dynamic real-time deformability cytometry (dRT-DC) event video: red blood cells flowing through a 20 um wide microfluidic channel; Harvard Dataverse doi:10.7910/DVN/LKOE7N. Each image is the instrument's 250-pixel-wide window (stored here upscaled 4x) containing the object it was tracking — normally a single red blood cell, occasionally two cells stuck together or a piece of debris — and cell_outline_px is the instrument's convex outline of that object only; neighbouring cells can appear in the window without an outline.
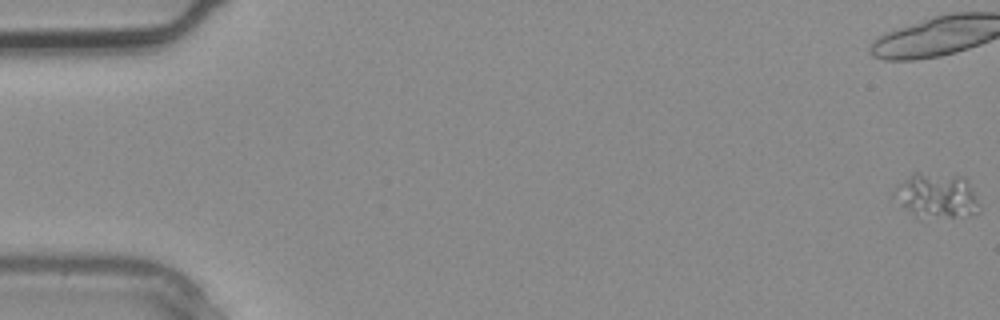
{"species": "common noctule bat (a hibernating species)", "species_latin": "Nyctalus noctula", "temperature_condition": "warm", "stored_images_in_passage": 4, "camera_frame_rate_fps": 3000, "um_per_image_px": 0.085, "animal": {"sex": "male", "body_mass_g": 20.4}, "frame": {"image": 1, "passage_image": 1, "time_ms": 0.0, "image_size_px": [1000, 320], "cell_outline_px": [[980, 212], [952, 216], [920, 220], [900, 204], [892, 196], [892, 192], [912, 172], [920, 172], [960, 176], [968, 180], [980, 204]], "centroid_in_image_um": [79.6, 16.64], "position_along_channel_um": 5.4, "area_um2": 22.43}}